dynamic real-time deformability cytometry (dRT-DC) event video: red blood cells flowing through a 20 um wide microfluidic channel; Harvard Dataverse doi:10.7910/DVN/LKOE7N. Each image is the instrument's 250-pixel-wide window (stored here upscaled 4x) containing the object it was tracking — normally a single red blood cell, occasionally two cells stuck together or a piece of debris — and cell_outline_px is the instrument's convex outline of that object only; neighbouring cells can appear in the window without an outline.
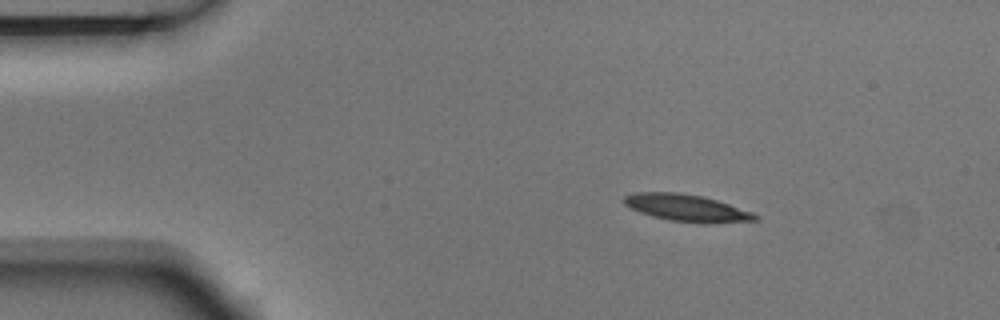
{"species": "Egyptian fruit bat (a non-hibernating species)", "species_latin": "Rousettus aegyptiacus", "temperature_condition": "room temperature", "stored_images_in_passage": 5, "segment_of_instrument_passage": [1, 2], "camera_frame_rate_fps": 3000, "um_per_image_px": 0.085, "animal": {"sex": "male"}, "frame": {"image": 1, "passage_image": 2, "time_ms": 0.333, "image_size_px": [1000, 320], "cell_outline_px": [[760, 220], [668, 220], [652, 216], [640, 212], [624, 204], [624, 196], [636, 192], [676, 192], [700, 196], [716, 200], [752, 212], [760, 216]], "centroid_in_image_um": [58.26, 17.61], "position_along_channel_um": 26.7, "area_um2": 19.25}}